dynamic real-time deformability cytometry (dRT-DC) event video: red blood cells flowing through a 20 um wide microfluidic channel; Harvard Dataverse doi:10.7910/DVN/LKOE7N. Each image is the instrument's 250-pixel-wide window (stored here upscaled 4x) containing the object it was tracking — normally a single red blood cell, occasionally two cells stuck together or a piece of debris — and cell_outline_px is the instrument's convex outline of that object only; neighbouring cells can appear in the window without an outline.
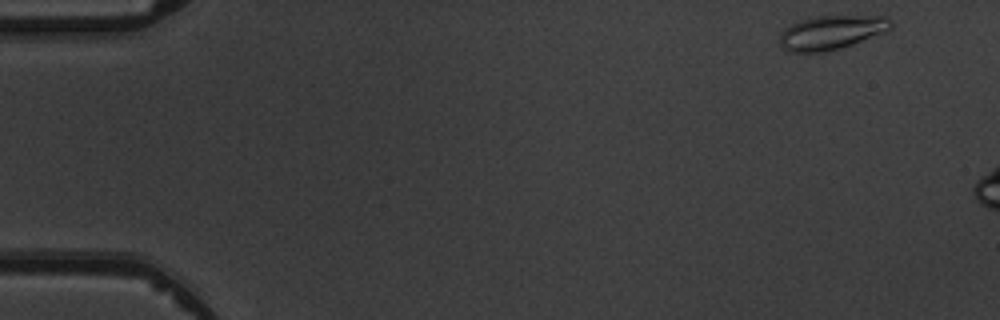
{"species": "common noctule bat (a hibernating species)", "species_latin": "Nyctalus noctula", "temperature_condition": "warm", "stored_images_in_passage": 3, "camera_frame_rate_fps": 3000, "um_per_image_px": 0.085, "animal": {"sex": "male", "body_mass_g": 19.5, "forearm_length_mm": 54.6}, "frame": {"image": 1, "passage_image": 1, "time_ms": 0.0, "image_size_px": [1000, 320], "cell_outline_px": [[892, 28], [884, 32], [852, 44], [840, 48], [820, 52], [788, 52], [780, 44], [780, 32], [784, 28], [800, 20], [816, 16], [888, 16], [892, 20]], "centroid_in_image_um": [70.67, 2.75], "position_along_channel_um": 14.3, "area_um2": 21.96}}